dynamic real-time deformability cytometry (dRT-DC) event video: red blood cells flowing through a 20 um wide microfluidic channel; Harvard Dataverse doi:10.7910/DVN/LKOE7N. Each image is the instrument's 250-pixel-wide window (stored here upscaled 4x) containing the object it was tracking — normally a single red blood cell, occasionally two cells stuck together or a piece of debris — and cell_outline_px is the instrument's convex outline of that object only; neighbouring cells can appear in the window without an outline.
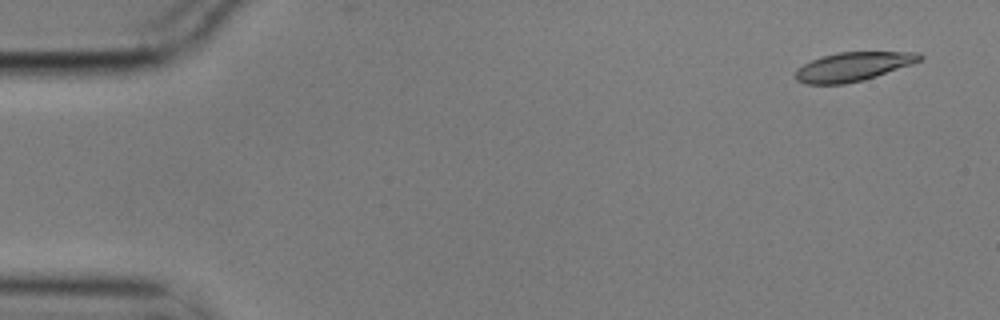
{"species": "common noctule bat (a hibernating species)", "species_latin": "Nyctalus noctula", "temperature_condition": "cold", "stored_images_in_passage": 5, "camera_frame_rate_fps": 3000, "um_per_image_px": 0.085, "animal": {"sex": "male", "body_mass_g": 17.9}, "frame": {"image": 1, "passage_image": 1, "time_ms": 0.0, "image_size_px": [1000, 320], "cell_outline_px": [[924, 56], [920, 60], [912, 64], [864, 80], [844, 84], [804, 84], [796, 80], [796, 72], [804, 64], [820, 56], [836, 52], [920, 52]], "centroid_in_image_um": [72.52, 5.66], "position_along_channel_um": 12.5, "area_um2": 20.87}}
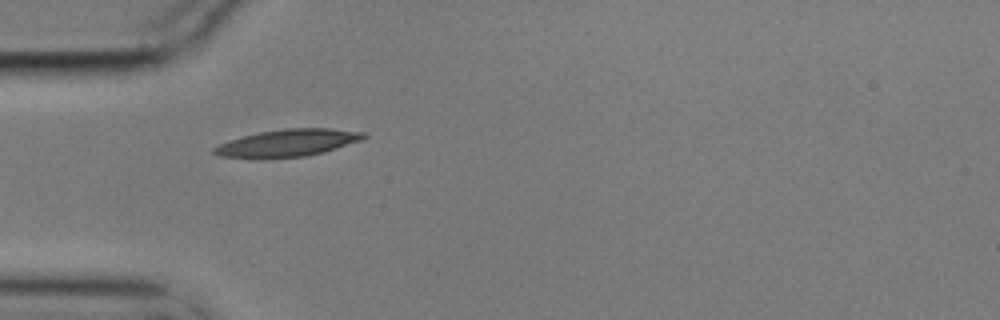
{"frame": {"image": 2, "passage_image": 4, "time_ms": 1.0, "image_size_px": [1000, 320], "cell_outline_px": [[368, 136], [364, 140], [324, 152], [304, 156], [264, 160], [256, 160], [220, 156], [212, 152], [212, 148], [220, 144], [244, 136], [260, 132], [284, 128], [332, 128], [364, 132]], "centroid_in_image_um": [24.47, 12.17], "position_along_channel_um": 60.5, "area_um2": 24.28}}
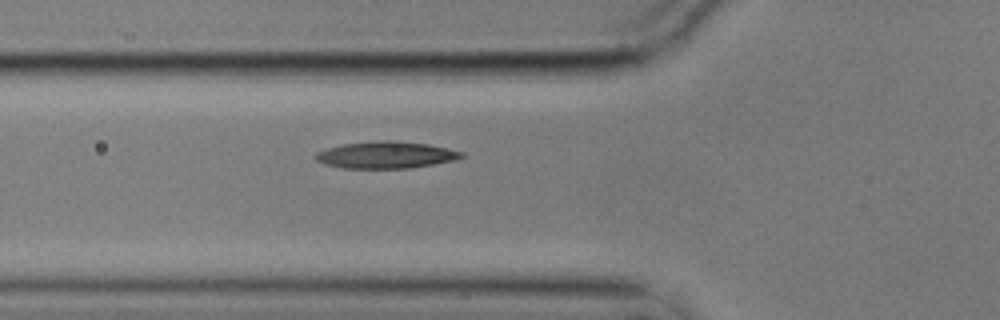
{"frame": {"image": 3, "passage_image": 5, "time_ms": 1.333, "image_size_px": [1000, 320], "cell_outline_px": [[464, 156], [452, 160], [412, 168], [344, 168], [324, 164], [316, 160], [312, 156], [316, 152], [328, 148], [344, 144], [380, 140], [396, 140], [428, 144], [448, 148], [464, 152]], "centroid_in_image_um": [32.78, 13.16], "position_along_channel_um": 93.0, "area_um2": 22.83}}